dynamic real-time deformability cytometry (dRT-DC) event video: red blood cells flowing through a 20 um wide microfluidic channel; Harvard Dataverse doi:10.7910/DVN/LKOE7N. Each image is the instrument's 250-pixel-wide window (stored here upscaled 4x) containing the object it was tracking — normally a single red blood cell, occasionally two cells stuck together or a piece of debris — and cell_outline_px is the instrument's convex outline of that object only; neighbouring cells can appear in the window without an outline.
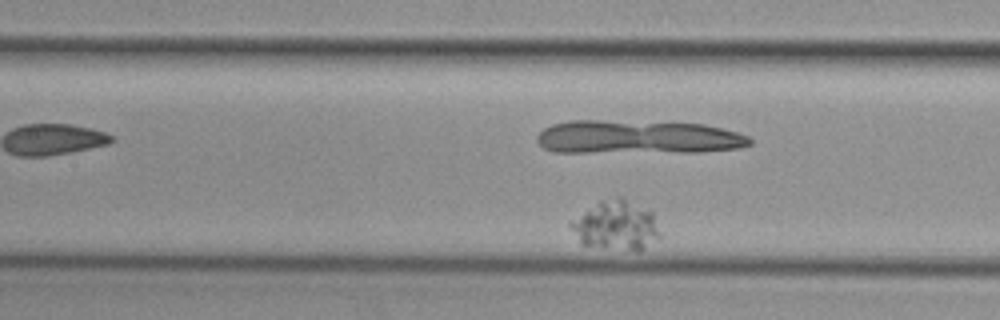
{"species": "common noctule bat (a hibernating species)", "species_latin": "Nyctalus noctula", "temperature_condition": "cold", "stored_images_in_passage": 40, "camera_frame_rate_fps": 3000, "um_per_image_px": 0.085, "animal": {"sex": "female", "body_mass_g": 29.2, "forearm_length_mm": 56.3}, "frame": {"image": 1, "passage_image": 23, "time_ms": 7.333, "image_size_px": [1000, 320], "cell_outline_px": [[660, 236], [640, 252], [636, 252], [580, 244], [568, 224], [600, 204], [616, 196], [620, 196], [652, 208], [660, 232]], "centroid_in_image_um": [52.48, 19.19], "position_along_channel_um": 154.9, "area_um2": 25.49}}
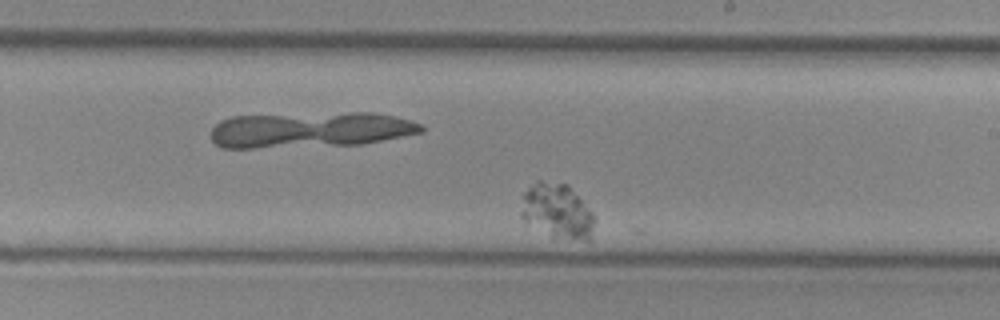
{"frame": {"image": 2, "passage_image": 32, "time_ms": 10.333, "image_size_px": [1000, 320], "cell_outline_px": [[592, 240], [584, 240], [552, 236], [524, 220], [520, 216], [520, 196], [536, 180], [540, 180], [568, 184], [592, 212]], "centroid_in_image_um": [47.31, 17.9], "position_along_channel_um": 241.7, "area_um2": 23.24}}
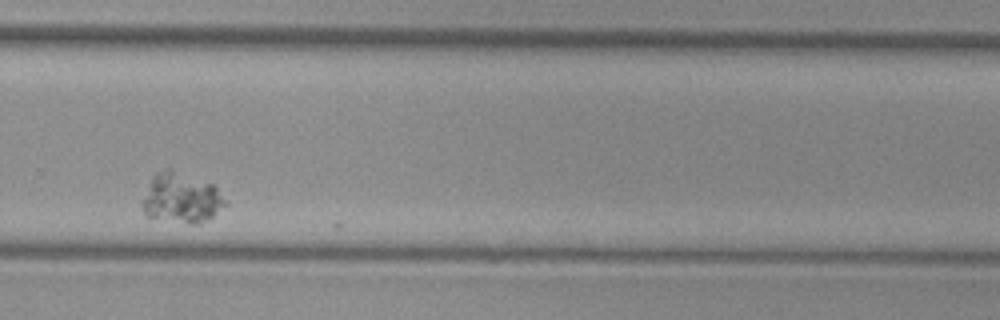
{"frame": {"image": 3, "passage_image": 39, "time_ms": 12.667, "image_size_px": [1000, 320], "cell_outline_px": [[228, 204], [208, 220], [196, 224], [192, 224], [148, 216], [144, 212], [140, 204], [140, 200], [152, 176], [156, 172], [168, 168], [212, 184], [216, 188]], "centroid_in_image_um": [15.38, 16.83], "position_along_channel_um": 314.4, "area_um2": 24.1}}